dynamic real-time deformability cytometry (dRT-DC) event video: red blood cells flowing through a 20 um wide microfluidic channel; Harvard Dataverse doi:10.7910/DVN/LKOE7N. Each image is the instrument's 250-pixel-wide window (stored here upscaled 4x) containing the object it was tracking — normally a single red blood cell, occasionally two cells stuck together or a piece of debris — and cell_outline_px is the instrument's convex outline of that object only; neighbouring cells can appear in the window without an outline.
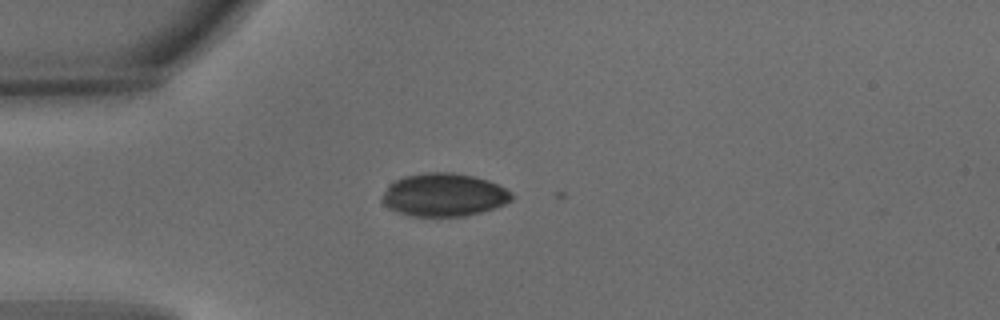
{"species": "common noctule bat (a hibernating species)", "species_latin": "Nyctalus noctula", "temperature_condition": "warm", "stored_images_in_passage": 2, "camera_frame_rate_fps": 3000, "um_per_image_px": 0.085, "animal": {"sex": "male", "body_mass_g": 15.6}, "frame": {"image": 1, "passage_image": 1, "time_ms": 0.0, "image_size_px": [1000, 320], "cell_outline_px": [[512, 200], [504, 204], [480, 212], [464, 216], [412, 216], [388, 208], [380, 200], [388, 184], [404, 176], [428, 172], [452, 172], [472, 176], [488, 180], [512, 192]], "centroid_in_image_um": [37.7, 16.56], "position_along_channel_um": 47.3, "area_um2": 32.31}}